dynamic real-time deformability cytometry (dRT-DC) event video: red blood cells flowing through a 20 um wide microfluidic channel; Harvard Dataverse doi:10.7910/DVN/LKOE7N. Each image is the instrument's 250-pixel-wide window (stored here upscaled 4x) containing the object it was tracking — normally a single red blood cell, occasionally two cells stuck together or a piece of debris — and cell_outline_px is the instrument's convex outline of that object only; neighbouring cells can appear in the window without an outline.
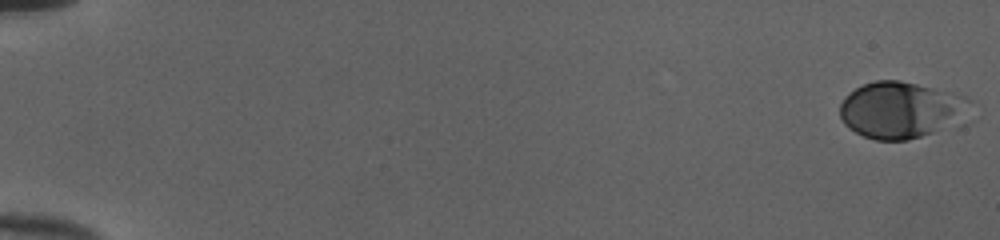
{"species": "human", "species_latin": "Homo sapiens", "temperature_condition": "cold", "stored_images_in_passage": 53, "camera_frame_rate_fps": 3000, "um_per_image_px": 0.085, "donor": {"sex": "female"}, "frame": {"image": 1, "passage_image": 1, "time_ms": 0.0, "image_size_px": [1000, 240], "cell_outline_px": [[972, 100], [932, 132], [908, 140], [876, 140], [864, 136], [848, 128], [844, 124], [840, 116], [840, 104], [844, 96], [856, 88], [864, 84], [876, 80], [900, 80], [964, 96]], "centroid_in_image_um": [76.32, 9.31], "position_along_channel_um": 8.7, "area_um2": 40.63}}
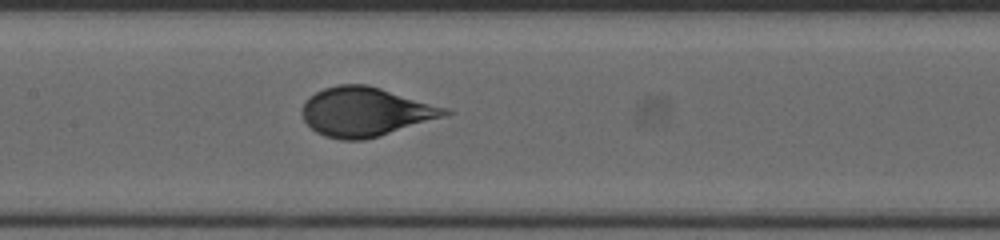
{"frame": {"image": 2, "passage_image": 28, "time_ms": 9.0, "image_size_px": [1000, 240], "cell_outline_px": [[452, 112], [444, 116], [380, 136], [364, 140], [340, 140], [324, 136], [316, 132], [304, 120], [304, 104], [316, 92], [324, 88], [340, 84], [368, 84], [448, 108]], "centroid_in_image_um": [31.08, 9.51], "position_along_channel_um": 176.3, "area_um2": 40.4}}
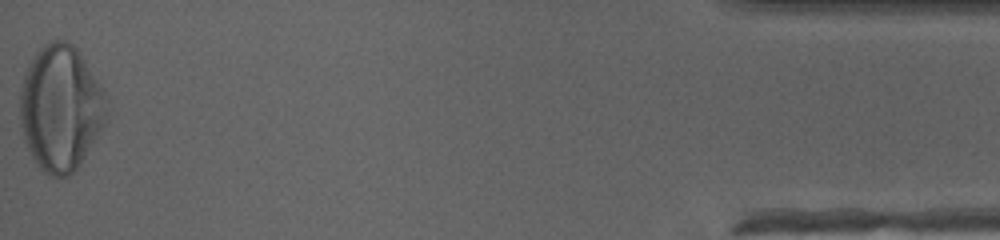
{"frame": {"image": 3, "passage_image": 53, "time_ms": 17.333, "image_size_px": [1000, 240], "cell_outline_px": [[108, 120], [76, 168], [68, 176], [48, 176], [36, 164], [24, 140], [20, 124], [20, 92], [24, 76], [28, 64], [36, 52], [44, 44], [52, 40], [64, 40], [72, 44], [76, 48], [104, 88]], "centroid_in_image_um": [5.15, 9.17], "position_along_channel_um": 430.0, "area_um2": 63.41}, "authors_computed_cell_mechanics": {"area_um2": 40.4022, "velocity_mm_per_s": 3.9959, "shape_relaxation_time_tau1_ms": 4.9343, "shape_relaxation_time_tau2_ms": null, "deformation_change_tau1": 0.1996, "deformation_change_tau2": null}}